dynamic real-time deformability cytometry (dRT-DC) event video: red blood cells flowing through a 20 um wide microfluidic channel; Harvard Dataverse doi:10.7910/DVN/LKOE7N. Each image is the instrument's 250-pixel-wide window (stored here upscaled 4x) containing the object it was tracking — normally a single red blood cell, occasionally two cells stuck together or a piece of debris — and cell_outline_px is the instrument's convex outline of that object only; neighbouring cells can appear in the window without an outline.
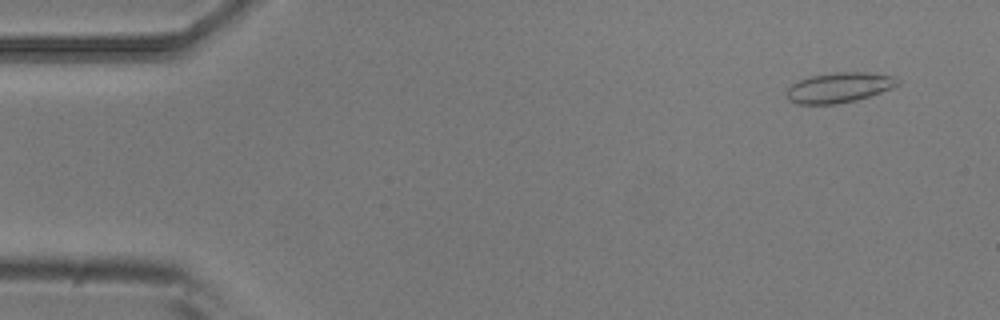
{"species": "common noctule bat (a hibernating species)", "species_latin": "Nyctalus noctula", "temperature_condition": "room temperature", "stored_images_in_passage": 4, "segment_of_instrument_passage": [2, 2], "camera_frame_rate_fps": 3000, "um_per_image_px": 0.085, "animal": {"sex": "male", "body_mass_g": 20.5, "forearm_length_mm": 52.5}, "frame": {"image": 1, "passage_image": 4, "time_ms": 1.0, "image_size_px": [1000, 320], "cell_outline_px": [[900, 84], [892, 88], [856, 100], [836, 104], [796, 104], [788, 100], [788, 88], [796, 80], [808, 76], [836, 72], [872, 72], [896, 76], [900, 80]], "centroid_in_image_um": [71.34, 7.42], "position_along_channel_um": 13.7, "area_um2": 19.71}}